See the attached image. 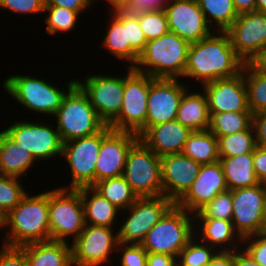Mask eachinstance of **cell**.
<instances>
[{"instance_id": "obj_1", "label": "cell", "mask_w": 266, "mask_h": 266, "mask_svg": "<svg viewBox=\"0 0 266 266\" xmlns=\"http://www.w3.org/2000/svg\"><path fill=\"white\" fill-rule=\"evenodd\" d=\"M213 31L190 43L183 77L196 78L201 85L242 71L244 62L237 56L226 31Z\"/></svg>"}, {"instance_id": "obj_2", "label": "cell", "mask_w": 266, "mask_h": 266, "mask_svg": "<svg viewBox=\"0 0 266 266\" xmlns=\"http://www.w3.org/2000/svg\"><path fill=\"white\" fill-rule=\"evenodd\" d=\"M2 228H6L3 236L6 246L49 241V191L32 196L27 193L3 218Z\"/></svg>"}, {"instance_id": "obj_3", "label": "cell", "mask_w": 266, "mask_h": 266, "mask_svg": "<svg viewBox=\"0 0 266 266\" xmlns=\"http://www.w3.org/2000/svg\"><path fill=\"white\" fill-rule=\"evenodd\" d=\"M76 81L72 79L66 83L68 93L59 110L53 115L63 143L91 136L106 126Z\"/></svg>"}, {"instance_id": "obj_4", "label": "cell", "mask_w": 266, "mask_h": 266, "mask_svg": "<svg viewBox=\"0 0 266 266\" xmlns=\"http://www.w3.org/2000/svg\"><path fill=\"white\" fill-rule=\"evenodd\" d=\"M189 46L188 41L169 31L146 43L134 69L153 78H182Z\"/></svg>"}, {"instance_id": "obj_5", "label": "cell", "mask_w": 266, "mask_h": 266, "mask_svg": "<svg viewBox=\"0 0 266 266\" xmlns=\"http://www.w3.org/2000/svg\"><path fill=\"white\" fill-rule=\"evenodd\" d=\"M194 215L174 204L142 242L147 253L179 257L180 251L195 236Z\"/></svg>"}, {"instance_id": "obj_6", "label": "cell", "mask_w": 266, "mask_h": 266, "mask_svg": "<svg viewBox=\"0 0 266 266\" xmlns=\"http://www.w3.org/2000/svg\"><path fill=\"white\" fill-rule=\"evenodd\" d=\"M84 206L80 188H54L49 190V229L50 240L72 242L85 228Z\"/></svg>"}, {"instance_id": "obj_7", "label": "cell", "mask_w": 266, "mask_h": 266, "mask_svg": "<svg viewBox=\"0 0 266 266\" xmlns=\"http://www.w3.org/2000/svg\"><path fill=\"white\" fill-rule=\"evenodd\" d=\"M3 89L30 111L53 115L59 110L68 91L57 88L53 83L43 78L16 74L9 76L3 82Z\"/></svg>"}, {"instance_id": "obj_8", "label": "cell", "mask_w": 266, "mask_h": 266, "mask_svg": "<svg viewBox=\"0 0 266 266\" xmlns=\"http://www.w3.org/2000/svg\"><path fill=\"white\" fill-rule=\"evenodd\" d=\"M127 69L122 107L108 126L113 130L136 133L140 137L145 132L150 75L132 67Z\"/></svg>"}, {"instance_id": "obj_9", "label": "cell", "mask_w": 266, "mask_h": 266, "mask_svg": "<svg viewBox=\"0 0 266 266\" xmlns=\"http://www.w3.org/2000/svg\"><path fill=\"white\" fill-rule=\"evenodd\" d=\"M123 177L137 197L163 195L161 158L140 139L128 152Z\"/></svg>"}, {"instance_id": "obj_10", "label": "cell", "mask_w": 266, "mask_h": 266, "mask_svg": "<svg viewBox=\"0 0 266 266\" xmlns=\"http://www.w3.org/2000/svg\"><path fill=\"white\" fill-rule=\"evenodd\" d=\"M174 205L167 197H138L125 211H129L127 218L122 221L118 229L119 243L142 244L146 234Z\"/></svg>"}, {"instance_id": "obj_11", "label": "cell", "mask_w": 266, "mask_h": 266, "mask_svg": "<svg viewBox=\"0 0 266 266\" xmlns=\"http://www.w3.org/2000/svg\"><path fill=\"white\" fill-rule=\"evenodd\" d=\"M232 224L243 239L263 232L266 220V185L232 190Z\"/></svg>"}, {"instance_id": "obj_12", "label": "cell", "mask_w": 266, "mask_h": 266, "mask_svg": "<svg viewBox=\"0 0 266 266\" xmlns=\"http://www.w3.org/2000/svg\"><path fill=\"white\" fill-rule=\"evenodd\" d=\"M114 228L86 224L80 235L70 243L74 266L105 265L119 244Z\"/></svg>"}, {"instance_id": "obj_13", "label": "cell", "mask_w": 266, "mask_h": 266, "mask_svg": "<svg viewBox=\"0 0 266 266\" xmlns=\"http://www.w3.org/2000/svg\"><path fill=\"white\" fill-rule=\"evenodd\" d=\"M3 131L38 162L62 155L63 142L55 126L43 122L17 121Z\"/></svg>"}, {"instance_id": "obj_14", "label": "cell", "mask_w": 266, "mask_h": 266, "mask_svg": "<svg viewBox=\"0 0 266 266\" xmlns=\"http://www.w3.org/2000/svg\"><path fill=\"white\" fill-rule=\"evenodd\" d=\"M102 141V130L91 136L63 143L62 156L71 170L70 186L78 189L95 184V165ZM67 186V187H66Z\"/></svg>"}, {"instance_id": "obj_15", "label": "cell", "mask_w": 266, "mask_h": 266, "mask_svg": "<svg viewBox=\"0 0 266 266\" xmlns=\"http://www.w3.org/2000/svg\"><path fill=\"white\" fill-rule=\"evenodd\" d=\"M139 140L136 133L117 131L106 125L95 165V183L107 178L123 176L127 155Z\"/></svg>"}, {"instance_id": "obj_16", "label": "cell", "mask_w": 266, "mask_h": 266, "mask_svg": "<svg viewBox=\"0 0 266 266\" xmlns=\"http://www.w3.org/2000/svg\"><path fill=\"white\" fill-rule=\"evenodd\" d=\"M84 81V82H83ZM76 83L87 94L98 116L108 125L120 112L124 93V77L89 75Z\"/></svg>"}, {"instance_id": "obj_17", "label": "cell", "mask_w": 266, "mask_h": 266, "mask_svg": "<svg viewBox=\"0 0 266 266\" xmlns=\"http://www.w3.org/2000/svg\"><path fill=\"white\" fill-rule=\"evenodd\" d=\"M237 56L249 63L266 48V13L247 12L239 14L226 30Z\"/></svg>"}, {"instance_id": "obj_18", "label": "cell", "mask_w": 266, "mask_h": 266, "mask_svg": "<svg viewBox=\"0 0 266 266\" xmlns=\"http://www.w3.org/2000/svg\"><path fill=\"white\" fill-rule=\"evenodd\" d=\"M189 86L180 79L153 78L150 76V87L147 101L145 131L155 125L175 120L179 104Z\"/></svg>"}, {"instance_id": "obj_19", "label": "cell", "mask_w": 266, "mask_h": 266, "mask_svg": "<svg viewBox=\"0 0 266 266\" xmlns=\"http://www.w3.org/2000/svg\"><path fill=\"white\" fill-rule=\"evenodd\" d=\"M163 10L169 31L189 43L198 42L215 31L208 25L197 0H168Z\"/></svg>"}, {"instance_id": "obj_20", "label": "cell", "mask_w": 266, "mask_h": 266, "mask_svg": "<svg viewBox=\"0 0 266 266\" xmlns=\"http://www.w3.org/2000/svg\"><path fill=\"white\" fill-rule=\"evenodd\" d=\"M202 90L208 100L209 113L251 112L244 80V65L237 75L205 83L201 86Z\"/></svg>"}, {"instance_id": "obj_21", "label": "cell", "mask_w": 266, "mask_h": 266, "mask_svg": "<svg viewBox=\"0 0 266 266\" xmlns=\"http://www.w3.org/2000/svg\"><path fill=\"white\" fill-rule=\"evenodd\" d=\"M228 189L221 163L202 165L197 178L176 205L191 214L198 213L220 192Z\"/></svg>"}, {"instance_id": "obj_22", "label": "cell", "mask_w": 266, "mask_h": 266, "mask_svg": "<svg viewBox=\"0 0 266 266\" xmlns=\"http://www.w3.org/2000/svg\"><path fill=\"white\" fill-rule=\"evenodd\" d=\"M160 158L163 196L176 204L190 189L202 165L182 153Z\"/></svg>"}, {"instance_id": "obj_23", "label": "cell", "mask_w": 266, "mask_h": 266, "mask_svg": "<svg viewBox=\"0 0 266 266\" xmlns=\"http://www.w3.org/2000/svg\"><path fill=\"white\" fill-rule=\"evenodd\" d=\"M192 133L176 119L148 128L139 139L157 156L182 153Z\"/></svg>"}, {"instance_id": "obj_24", "label": "cell", "mask_w": 266, "mask_h": 266, "mask_svg": "<svg viewBox=\"0 0 266 266\" xmlns=\"http://www.w3.org/2000/svg\"><path fill=\"white\" fill-rule=\"evenodd\" d=\"M194 219H196L194 220V222H196L194 224L196 225L194 226V230H196L194 231L195 236L199 238L201 242L214 247L217 251H235L242 247L241 244L243 239L235 231L232 221L216 218ZM200 235L201 237H199Z\"/></svg>"}, {"instance_id": "obj_25", "label": "cell", "mask_w": 266, "mask_h": 266, "mask_svg": "<svg viewBox=\"0 0 266 266\" xmlns=\"http://www.w3.org/2000/svg\"><path fill=\"white\" fill-rule=\"evenodd\" d=\"M111 23L102 46L116 58L129 62L128 67L134 68L139 54L130 46L128 34V10H111Z\"/></svg>"}, {"instance_id": "obj_26", "label": "cell", "mask_w": 266, "mask_h": 266, "mask_svg": "<svg viewBox=\"0 0 266 266\" xmlns=\"http://www.w3.org/2000/svg\"><path fill=\"white\" fill-rule=\"evenodd\" d=\"M29 266H73L71 245L60 241L30 243L20 247Z\"/></svg>"}, {"instance_id": "obj_27", "label": "cell", "mask_w": 266, "mask_h": 266, "mask_svg": "<svg viewBox=\"0 0 266 266\" xmlns=\"http://www.w3.org/2000/svg\"><path fill=\"white\" fill-rule=\"evenodd\" d=\"M176 120L192 132L208 130L210 114L205 92H189L188 88L181 98Z\"/></svg>"}, {"instance_id": "obj_28", "label": "cell", "mask_w": 266, "mask_h": 266, "mask_svg": "<svg viewBox=\"0 0 266 266\" xmlns=\"http://www.w3.org/2000/svg\"><path fill=\"white\" fill-rule=\"evenodd\" d=\"M37 162L19 143L0 132V175L22 177Z\"/></svg>"}, {"instance_id": "obj_29", "label": "cell", "mask_w": 266, "mask_h": 266, "mask_svg": "<svg viewBox=\"0 0 266 266\" xmlns=\"http://www.w3.org/2000/svg\"><path fill=\"white\" fill-rule=\"evenodd\" d=\"M80 193L86 224L110 228L115 227V223H117L115 220L118 218L117 215H120V209L111 204L92 186L81 187Z\"/></svg>"}, {"instance_id": "obj_30", "label": "cell", "mask_w": 266, "mask_h": 266, "mask_svg": "<svg viewBox=\"0 0 266 266\" xmlns=\"http://www.w3.org/2000/svg\"><path fill=\"white\" fill-rule=\"evenodd\" d=\"M219 162L222 165L228 189L252 187L260 183L253 169V153L220 157Z\"/></svg>"}, {"instance_id": "obj_31", "label": "cell", "mask_w": 266, "mask_h": 266, "mask_svg": "<svg viewBox=\"0 0 266 266\" xmlns=\"http://www.w3.org/2000/svg\"><path fill=\"white\" fill-rule=\"evenodd\" d=\"M182 154L201 165L218 162V138L209 130L192 132L187 138Z\"/></svg>"}, {"instance_id": "obj_32", "label": "cell", "mask_w": 266, "mask_h": 266, "mask_svg": "<svg viewBox=\"0 0 266 266\" xmlns=\"http://www.w3.org/2000/svg\"><path fill=\"white\" fill-rule=\"evenodd\" d=\"M197 3L208 25L215 31H226L239 15L233 0H197Z\"/></svg>"}, {"instance_id": "obj_33", "label": "cell", "mask_w": 266, "mask_h": 266, "mask_svg": "<svg viewBox=\"0 0 266 266\" xmlns=\"http://www.w3.org/2000/svg\"><path fill=\"white\" fill-rule=\"evenodd\" d=\"M92 187L111 204L122 210L121 212L129 208L138 198L123 176L103 179Z\"/></svg>"}, {"instance_id": "obj_34", "label": "cell", "mask_w": 266, "mask_h": 266, "mask_svg": "<svg viewBox=\"0 0 266 266\" xmlns=\"http://www.w3.org/2000/svg\"><path fill=\"white\" fill-rule=\"evenodd\" d=\"M209 131L217 138L247 130L252 125V112L209 113Z\"/></svg>"}, {"instance_id": "obj_35", "label": "cell", "mask_w": 266, "mask_h": 266, "mask_svg": "<svg viewBox=\"0 0 266 266\" xmlns=\"http://www.w3.org/2000/svg\"><path fill=\"white\" fill-rule=\"evenodd\" d=\"M219 157H234L253 153L257 147L255 132L251 125L247 130L218 138Z\"/></svg>"}, {"instance_id": "obj_36", "label": "cell", "mask_w": 266, "mask_h": 266, "mask_svg": "<svg viewBox=\"0 0 266 266\" xmlns=\"http://www.w3.org/2000/svg\"><path fill=\"white\" fill-rule=\"evenodd\" d=\"M244 80L250 111L255 114L266 110V74H261L249 63H244Z\"/></svg>"}, {"instance_id": "obj_37", "label": "cell", "mask_w": 266, "mask_h": 266, "mask_svg": "<svg viewBox=\"0 0 266 266\" xmlns=\"http://www.w3.org/2000/svg\"><path fill=\"white\" fill-rule=\"evenodd\" d=\"M131 12L138 18L139 26L147 42L169 32L167 17L163 8Z\"/></svg>"}, {"instance_id": "obj_38", "label": "cell", "mask_w": 266, "mask_h": 266, "mask_svg": "<svg viewBox=\"0 0 266 266\" xmlns=\"http://www.w3.org/2000/svg\"><path fill=\"white\" fill-rule=\"evenodd\" d=\"M44 13H47L44 20L46 31L53 36L59 32L73 30L81 16L76 11L58 6H45Z\"/></svg>"}, {"instance_id": "obj_39", "label": "cell", "mask_w": 266, "mask_h": 266, "mask_svg": "<svg viewBox=\"0 0 266 266\" xmlns=\"http://www.w3.org/2000/svg\"><path fill=\"white\" fill-rule=\"evenodd\" d=\"M21 178L0 175V217L3 219L27 194ZM20 182V183H19Z\"/></svg>"}, {"instance_id": "obj_40", "label": "cell", "mask_w": 266, "mask_h": 266, "mask_svg": "<svg viewBox=\"0 0 266 266\" xmlns=\"http://www.w3.org/2000/svg\"><path fill=\"white\" fill-rule=\"evenodd\" d=\"M216 249L194 236L180 251L178 266H208Z\"/></svg>"}, {"instance_id": "obj_41", "label": "cell", "mask_w": 266, "mask_h": 266, "mask_svg": "<svg viewBox=\"0 0 266 266\" xmlns=\"http://www.w3.org/2000/svg\"><path fill=\"white\" fill-rule=\"evenodd\" d=\"M233 196L232 190L227 189L220 192L211 202H209L194 218H216L227 221L232 220Z\"/></svg>"}, {"instance_id": "obj_42", "label": "cell", "mask_w": 266, "mask_h": 266, "mask_svg": "<svg viewBox=\"0 0 266 266\" xmlns=\"http://www.w3.org/2000/svg\"><path fill=\"white\" fill-rule=\"evenodd\" d=\"M117 252L121 254V266H147L148 253L141 244L119 243Z\"/></svg>"}, {"instance_id": "obj_43", "label": "cell", "mask_w": 266, "mask_h": 266, "mask_svg": "<svg viewBox=\"0 0 266 266\" xmlns=\"http://www.w3.org/2000/svg\"><path fill=\"white\" fill-rule=\"evenodd\" d=\"M46 0H0V8L18 14H42Z\"/></svg>"}, {"instance_id": "obj_44", "label": "cell", "mask_w": 266, "mask_h": 266, "mask_svg": "<svg viewBox=\"0 0 266 266\" xmlns=\"http://www.w3.org/2000/svg\"><path fill=\"white\" fill-rule=\"evenodd\" d=\"M245 244H247L245 246ZM244 250L261 266H266V236L262 233L243 238Z\"/></svg>"}, {"instance_id": "obj_45", "label": "cell", "mask_w": 266, "mask_h": 266, "mask_svg": "<svg viewBox=\"0 0 266 266\" xmlns=\"http://www.w3.org/2000/svg\"><path fill=\"white\" fill-rule=\"evenodd\" d=\"M128 34L130 46L140 55L146 46L147 40L138 23V18L128 11Z\"/></svg>"}, {"instance_id": "obj_46", "label": "cell", "mask_w": 266, "mask_h": 266, "mask_svg": "<svg viewBox=\"0 0 266 266\" xmlns=\"http://www.w3.org/2000/svg\"><path fill=\"white\" fill-rule=\"evenodd\" d=\"M0 266H29L26 255L20 247L3 245L0 252Z\"/></svg>"}, {"instance_id": "obj_47", "label": "cell", "mask_w": 266, "mask_h": 266, "mask_svg": "<svg viewBox=\"0 0 266 266\" xmlns=\"http://www.w3.org/2000/svg\"><path fill=\"white\" fill-rule=\"evenodd\" d=\"M252 126L257 146L266 148V110L253 114Z\"/></svg>"}, {"instance_id": "obj_48", "label": "cell", "mask_w": 266, "mask_h": 266, "mask_svg": "<svg viewBox=\"0 0 266 266\" xmlns=\"http://www.w3.org/2000/svg\"><path fill=\"white\" fill-rule=\"evenodd\" d=\"M95 0H46L45 6H58L76 11L79 14L91 8ZM91 5V6H90Z\"/></svg>"}, {"instance_id": "obj_49", "label": "cell", "mask_w": 266, "mask_h": 266, "mask_svg": "<svg viewBox=\"0 0 266 266\" xmlns=\"http://www.w3.org/2000/svg\"><path fill=\"white\" fill-rule=\"evenodd\" d=\"M253 169L258 181L266 185V148L257 146L253 151Z\"/></svg>"}, {"instance_id": "obj_50", "label": "cell", "mask_w": 266, "mask_h": 266, "mask_svg": "<svg viewBox=\"0 0 266 266\" xmlns=\"http://www.w3.org/2000/svg\"><path fill=\"white\" fill-rule=\"evenodd\" d=\"M147 266H178V258L162 253H148Z\"/></svg>"}, {"instance_id": "obj_51", "label": "cell", "mask_w": 266, "mask_h": 266, "mask_svg": "<svg viewBox=\"0 0 266 266\" xmlns=\"http://www.w3.org/2000/svg\"><path fill=\"white\" fill-rule=\"evenodd\" d=\"M168 0H133L128 11H142L163 8Z\"/></svg>"}, {"instance_id": "obj_52", "label": "cell", "mask_w": 266, "mask_h": 266, "mask_svg": "<svg viewBox=\"0 0 266 266\" xmlns=\"http://www.w3.org/2000/svg\"><path fill=\"white\" fill-rule=\"evenodd\" d=\"M233 266H261L257 263L243 247L233 251Z\"/></svg>"}, {"instance_id": "obj_53", "label": "cell", "mask_w": 266, "mask_h": 266, "mask_svg": "<svg viewBox=\"0 0 266 266\" xmlns=\"http://www.w3.org/2000/svg\"><path fill=\"white\" fill-rule=\"evenodd\" d=\"M208 266H233V251H217Z\"/></svg>"}, {"instance_id": "obj_54", "label": "cell", "mask_w": 266, "mask_h": 266, "mask_svg": "<svg viewBox=\"0 0 266 266\" xmlns=\"http://www.w3.org/2000/svg\"><path fill=\"white\" fill-rule=\"evenodd\" d=\"M249 64L259 73L266 74V48L257 54Z\"/></svg>"}, {"instance_id": "obj_55", "label": "cell", "mask_w": 266, "mask_h": 266, "mask_svg": "<svg viewBox=\"0 0 266 266\" xmlns=\"http://www.w3.org/2000/svg\"><path fill=\"white\" fill-rule=\"evenodd\" d=\"M238 14L256 11V0H233Z\"/></svg>"}, {"instance_id": "obj_56", "label": "cell", "mask_w": 266, "mask_h": 266, "mask_svg": "<svg viewBox=\"0 0 266 266\" xmlns=\"http://www.w3.org/2000/svg\"><path fill=\"white\" fill-rule=\"evenodd\" d=\"M112 5V11L114 10H127L132 4L133 0H105Z\"/></svg>"}, {"instance_id": "obj_57", "label": "cell", "mask_w": 266, "mask_h": 266, "mask_svg": "<svg viewBox=\"0 0 266 266\" xmlns=\"http://www.w3.org/2000/svg\"><path fill=\"white\" fill-rule=\"evenodd\" d=\"M256 11L266 13V0H256Z\"/></svg>"}, {"instance_id": "obj_58", "label": "cell", "mask_w": 266, "mask_h": 266, "mask_svg": "<svg viewBox=\"0 0 266 266\" xmlns=\"http://www.w3.org/2000/svg\"><path fill=\"white\" fill-rule=\"evenodd\" d=\"M262 234L266 236V220H265V226H264Z\"/></svg>"}, {"instance_id": "obj_59", "label": "cell", "mask_w": 266, "mask_h": 266, "mask_svg": "<svg viewBox=\"0 0 266 266\" xmlns=\"http://www.w3.org/2000/svg\"><path fill=\"white\" fill-rule=\"evenodd\" d=\"M2 218L0 217V229H2L3 230V228H2Z\"/></svg>"}]
</instances>
